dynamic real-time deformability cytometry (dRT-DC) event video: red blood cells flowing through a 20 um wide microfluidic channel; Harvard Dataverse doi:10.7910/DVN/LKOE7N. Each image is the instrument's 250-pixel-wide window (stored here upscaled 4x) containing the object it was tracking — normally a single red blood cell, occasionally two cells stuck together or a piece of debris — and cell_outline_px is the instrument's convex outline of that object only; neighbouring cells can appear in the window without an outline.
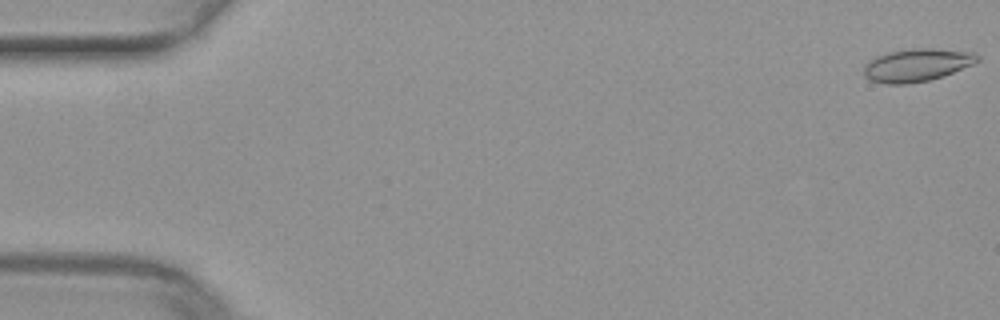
{"species": "common noctule bat (a hibernating species)", "species_latin": "Nyctalus noctula", "temperature_condition": "warm", "stored_images_in_passage": 20, "camera_frame_rate_fps": 3000, "um_per_image_px": 0.085, "animal": {"sex": "female", "body_mass_g": 29.2, "forearm_length_mm": 56.3}, "frame": {"image": 1, "passage_image": 1, "time_ms": 0.0, "image_size_px": [1000, 320], "cell_outline_px": [[980, 60], [972, 64], [944, 76], [928, 80], [908, 84], [884, 84], [868, 80], [864, 76], [864, 64], [876, 56], [888, 52], [912, 48], [932, 48], [976, 52], [980, 56]], "centroid_in_image_um": [77.92, 5.53], "position_along_channel_um": 7.1, "area_um2": 21.96}}
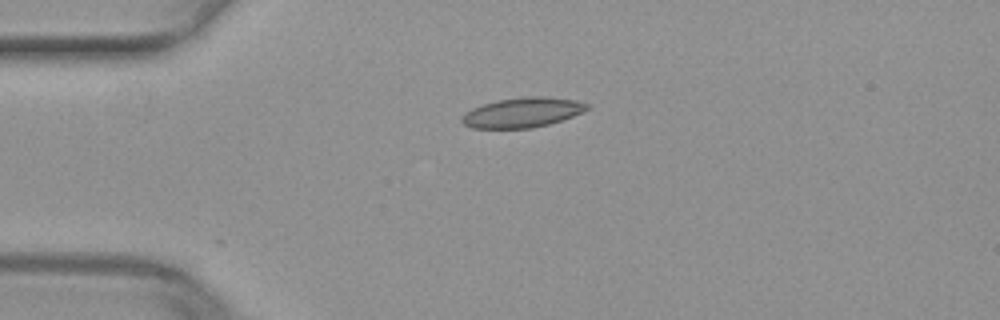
{"frame": {"image": 2, "passage_image": 13, "time_ms": 4.0, "image_size_px": [1000, 320], "cell_outline_px": [[592, 104], [588, 108], [572, 116], [548, 124], [532, 128], [472, 128], [464, 124], [460, 120], [460, 116], [464, 112], [472, 108], [496, 100], [524, 96], [544, 96], [576, 100]], "centroid_in_image_um": [44.37, 9.55], "position_along_channel_um": 40.6, "area_um2": 21.85}}
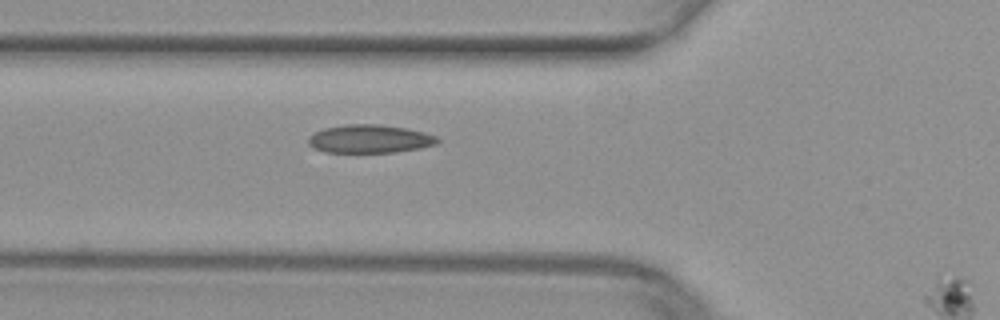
{"frame": {"image": 3, "passage_image": 19, "time_ms": 6.0, "image_size_px": [1000, 320], "cell_outline_px": [[440, 140], [436, 144], [420, 148], [396, 152], [324, 152], [312, 148], [308, 144], [308, 136], [324, 128], [344, 124], [380, 124], [404, 128], [424, 132], [436, 136]], "centroid_in_image_um": [31.39, 11.8], "position_along_channel_um": 94.4, "area_um2": 21.33}}